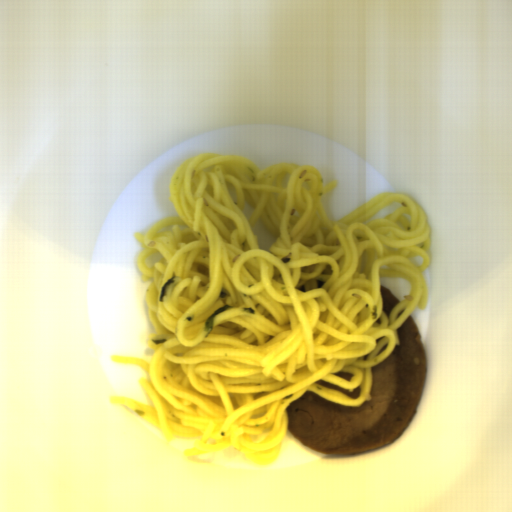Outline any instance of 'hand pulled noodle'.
Listing matches in <instances>:
<instances>
[{"label":"hand pulled noodle","mask_w":512,"mask_h":512,"mask_svg":"<svg viewBox=\"0 0 512 512\" xmlns=\"http://www.w3.org/2000/svg\"><path fill=\"white\" fill-rule=\"evenodd\" d=\"M312 164L260 169L246 156L203 152L169 182L168 216L143 235L137 270L156 333L147 371L152 405L124 404L167 444L195 438L185 457L232 447L268 465L282 451L286 409L307 391L347 407L372 401V367L400 346L413 311L426 310L431 228L420 203L389 191L330 220ZM380 285L400 301L389 318ZM352 374L350 382L334 373ZM360 394L352 398L319 380Z\"/></svg>","instance_id":"obj_1"}]
</instances>
